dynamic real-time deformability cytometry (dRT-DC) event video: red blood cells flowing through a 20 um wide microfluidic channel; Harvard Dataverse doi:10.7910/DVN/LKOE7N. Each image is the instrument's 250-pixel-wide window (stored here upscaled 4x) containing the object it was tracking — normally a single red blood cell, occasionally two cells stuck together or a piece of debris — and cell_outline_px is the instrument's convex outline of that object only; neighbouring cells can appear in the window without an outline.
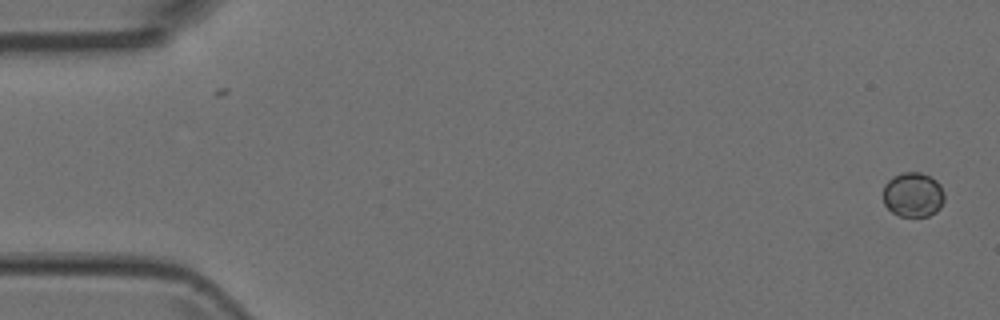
{"species": "Egyptian fruit bat (a non-hibernating species)", "species_latin": "Rousettus aegyptiacus", "temperature_condition": "room temperature", "stored_images_in_passage": 5, "camera_frame_rate_fps": 3000, "um_per_image_px": 0.085, "animal": {"sex": "female"}, "frame": {"image": 1, "passage_image": 1, "time_ms": 0.0, "image_size_px": [1000, 320], "cell_outline_px": [[944, 200], [940, 208], [936, 212], [928, 216], [900, 216], [892, 212], [884, 204], [884, 184], [892, 176], [900, 172], [920, 172], [936, 180], [940, 184], [944, 192]], "centroid_in_image_um": [77.61, 16.54], "position_along_channel_um": 7.4, "area_um2": 16.07}}
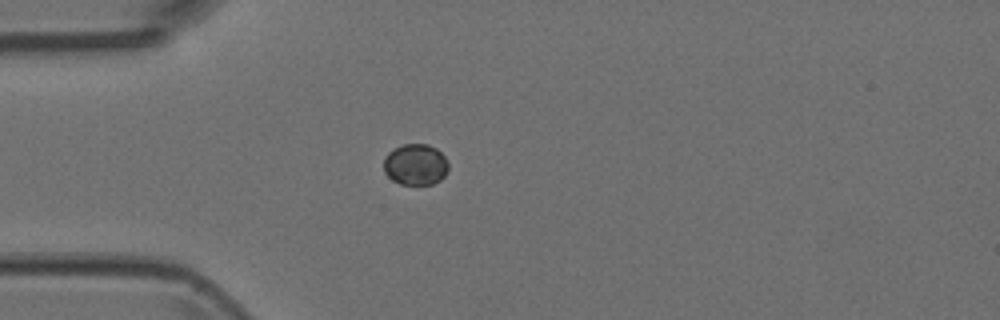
{"frame": {"image": 2, "passage_image": 5, "time_ms": 1.333, "image_size_px": [1000, 320], "cell_outline_px": [[448, 172], [440, 180], [432, 184], [400, 184], [392, 180], [384, 172], [384, 156], [392, 148], [404, 144], [428, 144], [436, 148], [448, 160]], "centroid_in_image_um": [35.31, 13.97], "position_along_channel_um": 49.7, "area_um2": 15.72}}